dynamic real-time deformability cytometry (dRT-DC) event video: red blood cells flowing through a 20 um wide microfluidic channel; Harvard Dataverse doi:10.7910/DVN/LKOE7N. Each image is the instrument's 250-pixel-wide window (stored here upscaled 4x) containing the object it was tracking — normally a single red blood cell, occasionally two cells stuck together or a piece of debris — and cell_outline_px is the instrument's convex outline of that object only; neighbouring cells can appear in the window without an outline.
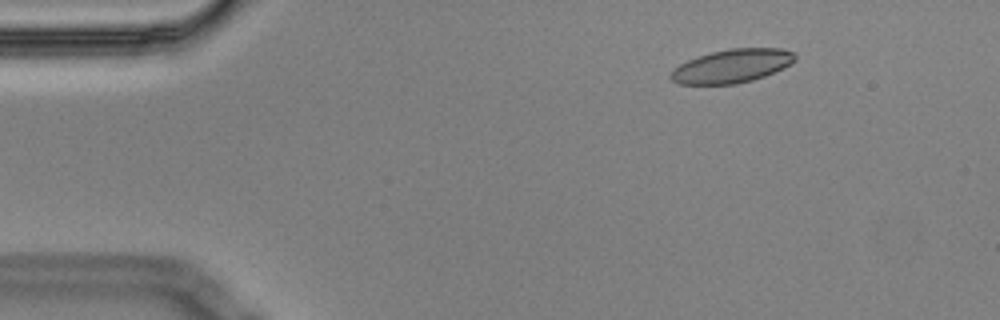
{"species": "Egyptian fruit bat (a non-hibernating species)", "species_latin": "Rousettus aegyptiacus", "temperature_condition": "cold", "stored_images_in_passage": 11, "camera_frame_rate_fps": 3000, "um_per_image_px": 0.085, "animal": {"sex": "male"}, "frame": {"image": 1, "passage_image": 2, "time_ms": 0.333, "image_size_px": [1000, 320], "cell_outline_px": [[796, 60], [784, 68], [764, 76], [752, 80], [736, 84], [680, 84], [672, 80], [668, 76], [680, 64], [688, 60], [712, 52], [732, 48], [784, 48], [792, 52], [796, 56]], "centroid_in_image_um": [62.25, 5.61], "position_along_channel_um": 22.8, "area_um2": 24.1}}
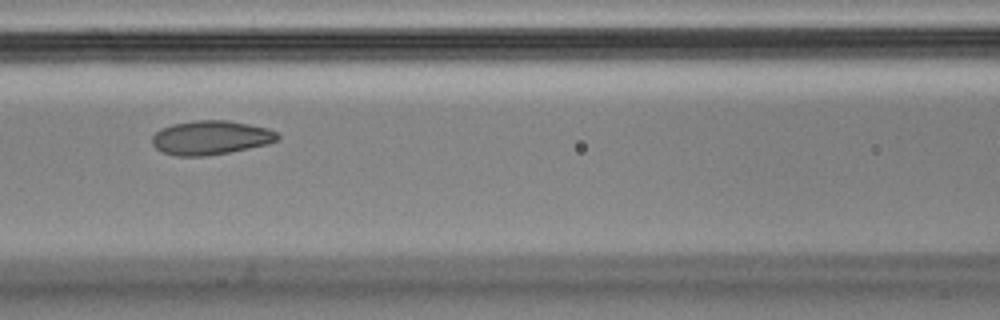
{"frame": {"image": 2, "passage_image": 7, "time_ms": 2.0, "image_size_px": [1000, 320], "cell_outline_px": [[280, 140], [268, 144], [208, 156], [176, 156], [160, 152], [152, 144], [152, 136], [160, 128], [172, 124], [196, 120], [228, 120], [268, 128], [276, 132], [280, 136]], "centroid_in_image_um": [17.9, 11.7], "position_along_channel_um": 148.7, "area_um2": 25.09}}
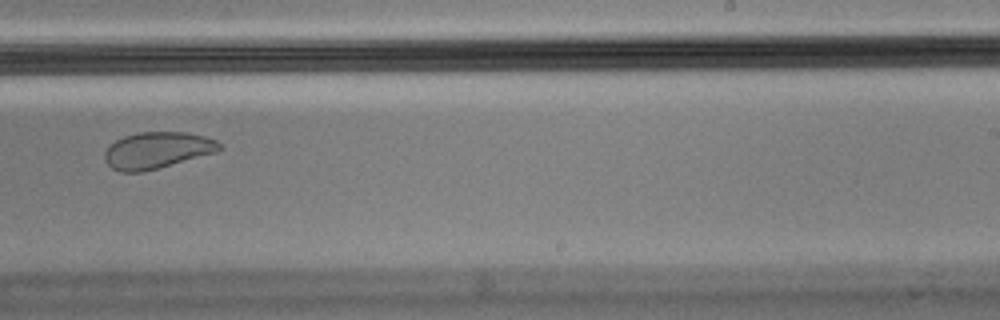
{"frame": {"image": 3, "passage_image": 10, "time_ms": 3.0, "image_size_px": [1000, 320], "cell_outline_px": [[224, 148], [216, 152], [156, 168], [140, 172], [120, 172], [112, 168], [104, 160], [104, 152], [116, 140], [124, 136], [136, 132], [188, 132], [204, 136], [216, 140]], "centroid_in_image_um": [13.35, 12.76], "position_along_channel_um": 275.7, "area_um2": 24.22}}